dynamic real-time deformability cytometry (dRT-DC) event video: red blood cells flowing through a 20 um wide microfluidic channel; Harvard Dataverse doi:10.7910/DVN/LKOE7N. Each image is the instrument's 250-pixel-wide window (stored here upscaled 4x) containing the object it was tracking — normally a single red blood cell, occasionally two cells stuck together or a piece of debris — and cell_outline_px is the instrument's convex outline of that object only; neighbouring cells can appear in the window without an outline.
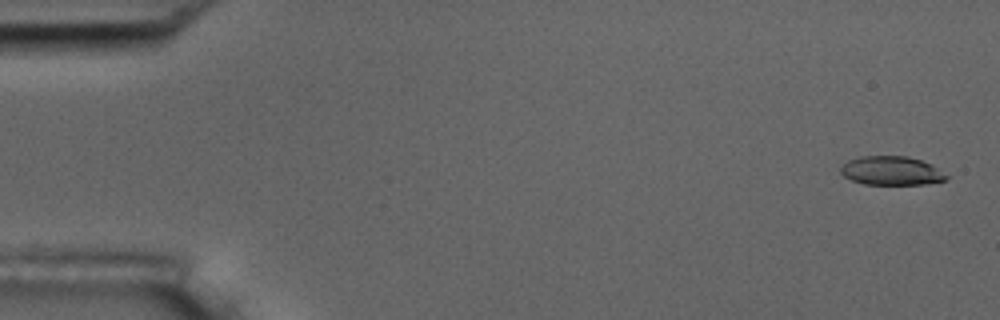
{"species": "common noctule bat (a hibernating species)", "species_latin": "Nyctalus noctula", "temperature_condition": "room temperature", "stored_images_in_passage": 6, "camera_frame_rate_fps": 3000, "um_per_image_px": 0.085, "animal": {"sex": "male", "body_mass_g": 17.5, "forearm_length_mm": 52.3}, "frame": {"image": 1, "passage_image": 1, "time_ms": 0.0, "image_size_px": [1000, 320], "cell_outline_px": [[948, 176], [944, 180], [924, 184], [864, 184], [852, 180], [844, 176], [840, 172], [840, 168], [848, 160], [860, 156], [908, 156], [932, 164]], "centroid_in_image_um": [75.75, 14.5], "position_along_channel_um": 9.3, "area_um2": 17.63}}